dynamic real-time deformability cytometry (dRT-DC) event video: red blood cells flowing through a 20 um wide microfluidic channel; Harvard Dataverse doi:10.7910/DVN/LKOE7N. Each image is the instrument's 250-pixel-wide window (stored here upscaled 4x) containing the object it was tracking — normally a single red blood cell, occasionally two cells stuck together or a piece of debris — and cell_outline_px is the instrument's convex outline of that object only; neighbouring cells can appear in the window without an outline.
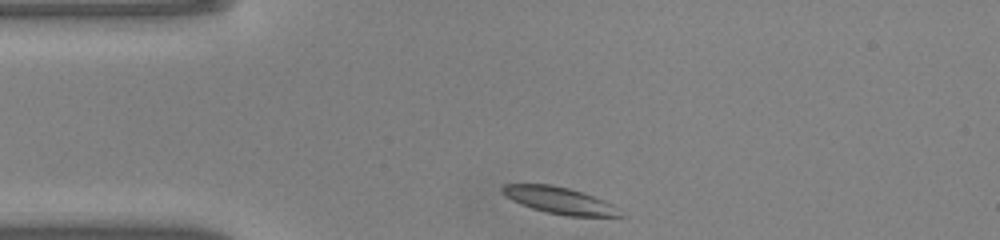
{"species": "common noctule bat (a hibernating species)", "species_latin": "Nyctalus noctula", "temperature_condition": "warm", "stored_images_in_passage": 40, "camera_frame_rate_fps": 3000, "um_per_image_px": 0.085, "animal": {"sex": "male", "body_mass_g": 20.0, "forearm_length_mm": 53.3}, "frame": {"image": 1, "passage_image": 1, "time_ms": 0.0, "image_size_px": [1000, 240], "cell_outline_px": [[628, 216], [568, 216], [548, 212], [532, 208], [520, 204], [504, 196], [500, 192], [500, 188], [504, 184], [548, 184], [568, 188], [604, 200], [620, 208]], "centroid_in_image_um": [47.56, 17.04], "position_along_channel_um": 37.4, "area_um2": 18.38}}
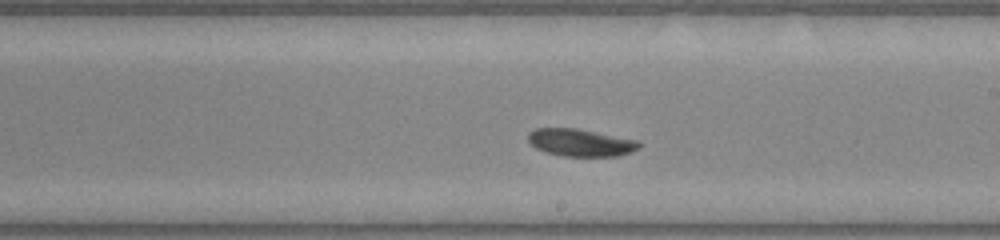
{"frame": {"image": 2, "passage_image": 18, "time_ms": 5.667, "image_size_px": [1000, 240], "cell_outline_px": [[640, 148], [616, 156], [564, 156], [544, 152], [536, 148], [528, 140], [528, 132], [536, 128], [576, 128], [640, 140]], "centroid_in_image_um": [49.34, 12.11], "position_along_channel_um": 239.7, "area_um2": 17.74}}
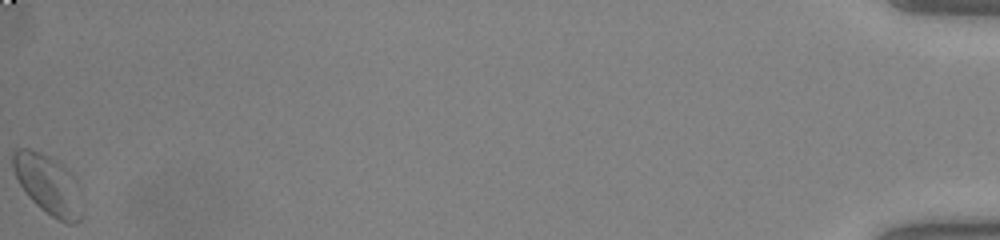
{"frame": {"image": 3, "passage_image": 40, "time_ms": 13.0, "image_size_px": [1000, 240], "cell_outline_px": [[84, 212], [80, 220], [76, 224], [68, 224], [56, 220], [40, 208], [28, 196], [20, 184], [16, 176], [12, 164], [12, 152], [16, 148], [28, 148], [48, 156], [56, 160], [68, 168], [76, 180], [80, 188], [84, 200]], "centroid_in_image_um": [4.17, 15.73], "position_along_channel_um": 431.0, "area_um2": 24.74}, "authors_computed_cell_mechanics": {"area_um2": 17.918, "velocity_mm_per_s": 4.0515, "shape_relaxation_time_tau1_ms": 3.2163, "shape_relaxation_time_tau2_ms": null, "deformation_change_tau1": 0.0962, "deformation_change_tau2": null}}